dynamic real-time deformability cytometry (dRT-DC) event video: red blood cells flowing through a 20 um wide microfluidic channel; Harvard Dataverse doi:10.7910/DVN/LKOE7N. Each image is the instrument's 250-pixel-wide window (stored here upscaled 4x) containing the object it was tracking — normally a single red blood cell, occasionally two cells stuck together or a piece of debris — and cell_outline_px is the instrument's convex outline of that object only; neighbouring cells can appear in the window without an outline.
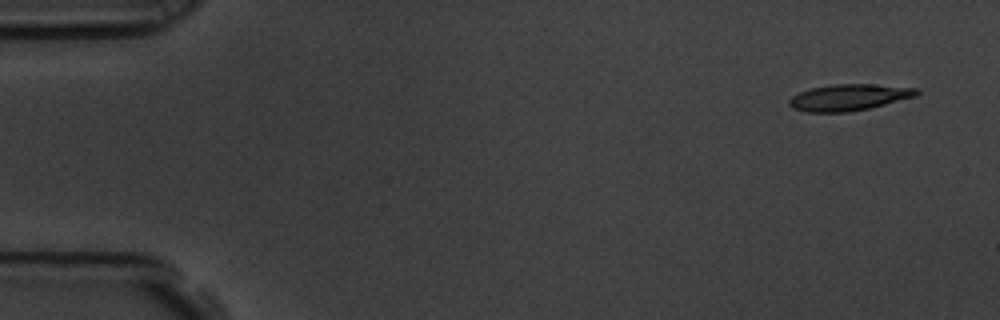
{"species": "common noctule bat (a hibernating species)", "species_latin": "Nyctalus noctula", "temperature_condition": "room temperature", "stored_images_in_passage": 6, "segment_of_instrument_passage": [1, 2], "camera_frame_rate_fps": 3000, "um_per_image_px": 0.085, "animal": {"sex": "male", "body_mass_g": 19.5, "forearm_length_mm": 54.6}, "frame": {"image": 1, "passage_image": 1, "time_ms": 0.0, "image_size_px": [1000, 320], "cell_outline_px": [[920, 92], [916, 96], [868, 108], [848, 112], [808, 112], [792, 108], [788, 104], [788, 100], [792, 96], [800, 92], [812, 88], [832, 84], [872, 84], [920, 88]], "centroid_in_image_um": [72.16, 8.27], "position_along_channel_um": 12.8, "area_um2": 19.54}}